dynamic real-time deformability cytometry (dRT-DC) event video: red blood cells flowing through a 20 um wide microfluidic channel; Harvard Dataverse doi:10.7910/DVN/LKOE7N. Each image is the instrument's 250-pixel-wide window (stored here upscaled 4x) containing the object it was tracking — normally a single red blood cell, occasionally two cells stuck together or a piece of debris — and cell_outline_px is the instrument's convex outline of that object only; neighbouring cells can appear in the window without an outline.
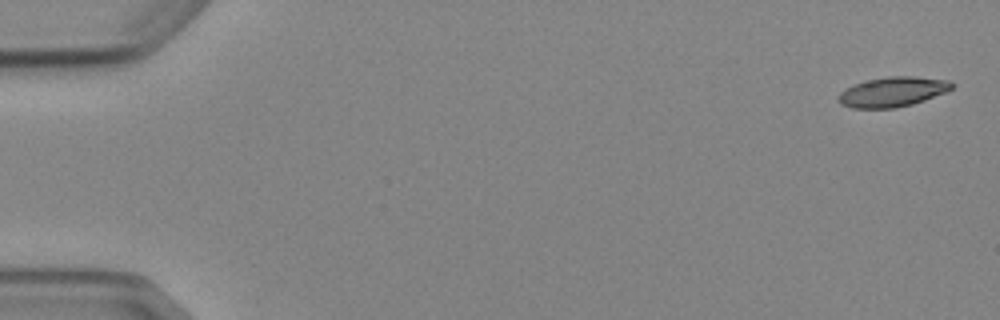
{"species": "Egyptian fruit bat (a non-hibernating species)", "species_latin": "Rousettus aegyptiacus", "temperature_condition": "cold", "stored_images_in_passage": 6, "camera_frame_rate_fps": 3000, "um_per_image_px": 0.085, "animal": {"sex": "female"}, "frame": {"image": 1, "passage_image": 1, "time_ms": 0.0, "image_size_px": [1000, 320], "cell_outline_px": [[956, 84], [952, 88], [944, 92], [924, 100], [912, 104], [896, 108], [852, 108], [840, 104], [836, 100], [836, 96], [844, 88], [852, 84], [864, 80], [888, 76], [916, 76], [948, 80]], "centroid_in_image_um": [75.8, 7.8], "position_along_channel_um": 9.2, "area_um2": 20.06}}
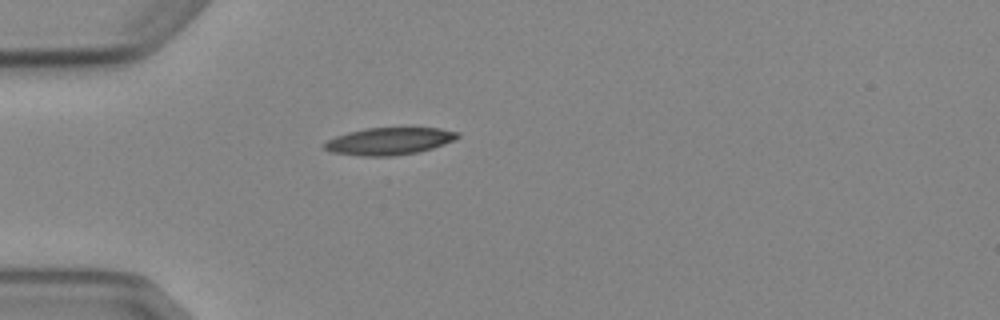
{"frame": {"image": 2, "passage_image": 5, "time_ms": 4.667, "image_size_px": [1000, 320], "cell_outline_px": [[460, 136], [444, 144], [420, 152], [392, 156], [364, 156], [332, 152], [324, 148], [324, 144], [328, 140], [336, 136], [348, 132], [368, 128], [440, 128], [460, 132]], "centroid_in_image_um": [33.11, 12.0], "position_along_channel_um": 51.9, "area_um2": 20.98}}